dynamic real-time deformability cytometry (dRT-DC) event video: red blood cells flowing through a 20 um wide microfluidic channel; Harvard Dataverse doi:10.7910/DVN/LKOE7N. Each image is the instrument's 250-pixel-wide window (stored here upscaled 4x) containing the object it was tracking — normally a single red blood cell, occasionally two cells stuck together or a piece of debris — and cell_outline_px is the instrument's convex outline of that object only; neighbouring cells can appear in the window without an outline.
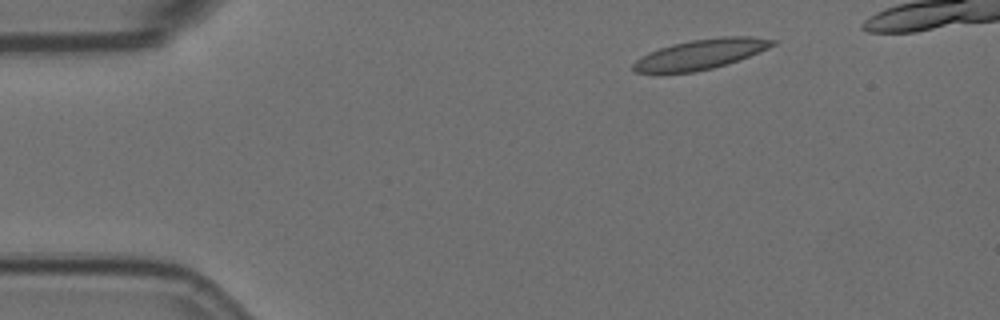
{"species": "Egyptian fruit bat (a non-hibernating species)", "species_latin": "Rousettus aegyptiacus", "temperature_condition": "room temperature", "stored_images_in_passage": 5, "segment_of_instrument_passage": [2, 2], "camera_frame_rate_fps": 3000, "um_per_image_px": 0.085, "animal": {"sex": "female"}, "frame": {"image": 1, "passage_image": 5, "time_ms": 1.333, "image_size_px": [1000, 320], "cell_outline_px": [[776, 44], [768, 48], [748, 56], [712, 68], [696, 72], [636, 72], [632, 68], [632, 64], [640, 56], [648, 52], [672, 44], [692, 40], [720, 36], [756, 36], [776, 40]], "centroid_in_image_um": [59.56, 4.59], "position_along_channel_um": 25.4, "area_um2": 24.1}}